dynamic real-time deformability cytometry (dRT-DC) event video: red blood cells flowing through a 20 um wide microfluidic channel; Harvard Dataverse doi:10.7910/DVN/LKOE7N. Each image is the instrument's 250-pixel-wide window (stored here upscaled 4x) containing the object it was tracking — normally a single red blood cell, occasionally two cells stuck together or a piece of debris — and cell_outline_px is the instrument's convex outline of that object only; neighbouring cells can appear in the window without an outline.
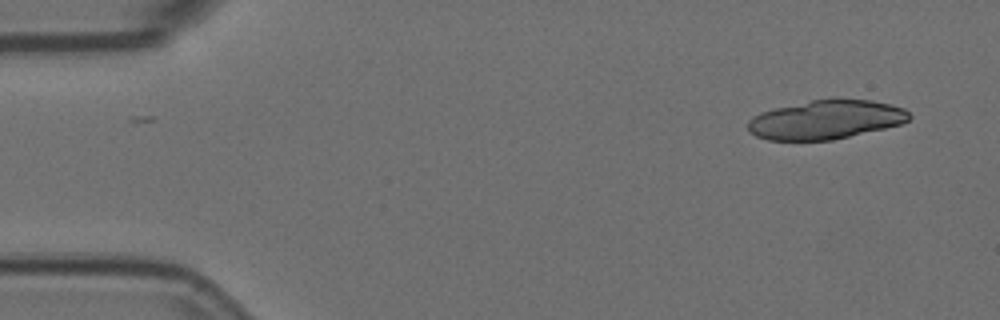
{"species": "Egyptian fruit bat (a non-hibernating species)", "species_latin": "Rousettus aegyptiacus", "temperature_condition": "room temperature", "stored_images_in_passage": 5, "camera_frame_rate_fps": 3000, "um_per_image_px": 0.085, "animal": {"sex": "female"}, "frame": {"image": 1, "passage_image": 1, "time_ms": 0.0, "image_size_px": [1000, 320], "cell_outline_px": [[912, 116], [908, 120], [900, 124], [884, 128], [832, 140], [768, 140], [756, 136], [748, 132], [748, 120], [752, 116], [760, 112], [776, 108], [812, 100], [872, 100], [892, 104], [904, 108]], "centroid_in_image_um": [70.17, 10.18], "position_along_channel_um": 14.8, "area_um2": 36.3}}